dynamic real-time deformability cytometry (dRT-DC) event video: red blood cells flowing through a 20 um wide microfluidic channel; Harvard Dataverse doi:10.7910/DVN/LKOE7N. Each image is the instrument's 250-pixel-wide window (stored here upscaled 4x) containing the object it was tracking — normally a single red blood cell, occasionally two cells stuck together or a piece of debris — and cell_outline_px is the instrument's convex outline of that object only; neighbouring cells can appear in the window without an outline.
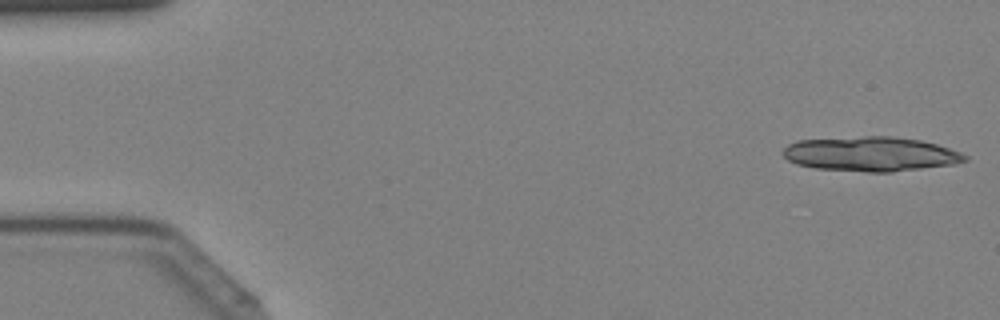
{"species": "Egyptian fruit bat (a non-hibernating species)", "species_latin": "Rousettus aegyptiacus", "temperature_condition": "cold", "stored_images_in_passage": 42, "segment_of_instrument_passage": [1, 2], "camera_frame_rate_fps": 3000, "um_per_image_px": 0.085, "animal": {"sex": "female"}, "frame": {"image": 1, "passage_image": 1, "time_ms": 0.0, "image_size_px": [1000, 320], "cell_outline_px": [[968, 160], [956, 164], [892, 172], [868, 172], [816, 168], [796, 164], [788, 160], [780, 152], [788, 144], [796, 140], [864, 136], [888, 136], [920, 140], [936, 144], [960, 152], [968, 156]], "centroid_in_image_um": [74.0, 13.09], "position_along_channel_um": 11.0, "area_um2": 36.76}}